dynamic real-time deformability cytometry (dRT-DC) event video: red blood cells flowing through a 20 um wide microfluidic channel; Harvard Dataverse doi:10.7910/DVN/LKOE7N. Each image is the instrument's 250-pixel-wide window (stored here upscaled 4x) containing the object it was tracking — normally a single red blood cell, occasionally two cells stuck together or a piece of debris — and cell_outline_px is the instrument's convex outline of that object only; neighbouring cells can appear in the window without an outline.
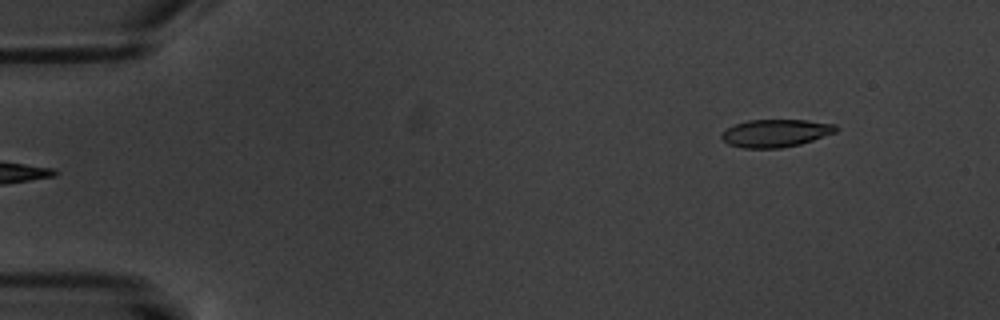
{"species": "common noctule bat (a hibernating species)", "species_latin": "Nyctalus noctula", "temperature_condition": "warm", "stored_images_in_passage": 3, "camera_frame_rate_fps": 3000, "um_per_image_px": 0.085, "animal": {"sex": "male", "body_mass_g": 20.1, "forearm_length_mm": 53.5}, "frame": {"image": 1, "passage_image": 3, "time_ms": 2.333, "image_size_px": [1000, 320], "cell_outline_px": [[840, 128], [836, 132], [800, 144], [780, 148], [744, 148], [728, 144], [720, 136], [728, 128], [736, 124], [748, 120], [808, 120], [836, 124]], "centroid_in_image_um": [65.97, 11.31], "position_along_channel_um": 19.0, "area_um2": 18.38}}